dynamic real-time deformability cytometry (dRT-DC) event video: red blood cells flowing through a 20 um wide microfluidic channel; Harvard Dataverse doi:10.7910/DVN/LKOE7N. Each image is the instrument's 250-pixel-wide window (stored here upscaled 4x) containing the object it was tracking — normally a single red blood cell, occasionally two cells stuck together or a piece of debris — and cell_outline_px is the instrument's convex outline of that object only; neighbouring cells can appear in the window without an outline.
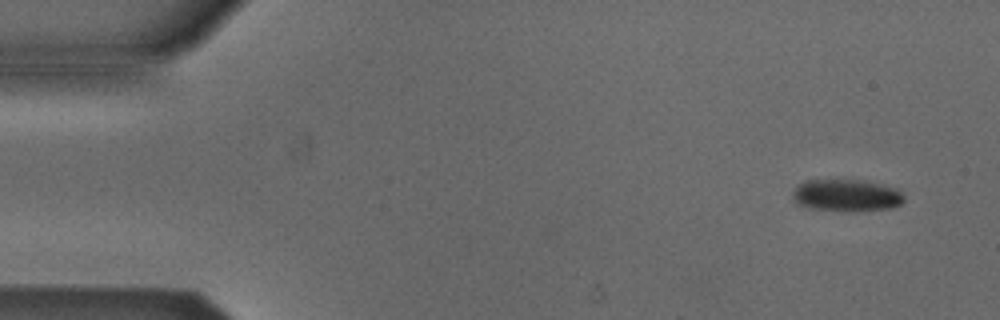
{"species": "Egyptian fruit bat (a non-hibernating species)", "species_latin": "Rousettus aegyptiacus", "temperature_condition": "cold", "stored_images_in_passage": 5, "camera_frame_rate_fps": 3000, "um_per_image_px": 0.085, "animal": {"sex": "male"}, "frame": {"image": 1, "passage_image": 1, "time_ms": 0.0, "image_size_px": [1000, 320], "cell_outline_px": [[904, 200], [900, 204], [892, 208], [812, 208], [796, 204], [792, 196], [792, 192], [800, 184], [808, 180], [856, 180], [896, 188], [904, 196]], "centroid_in_image_um": [71.91, 16.56], "position_along_channel_um": 13.1, "area_um2": 19.48}}
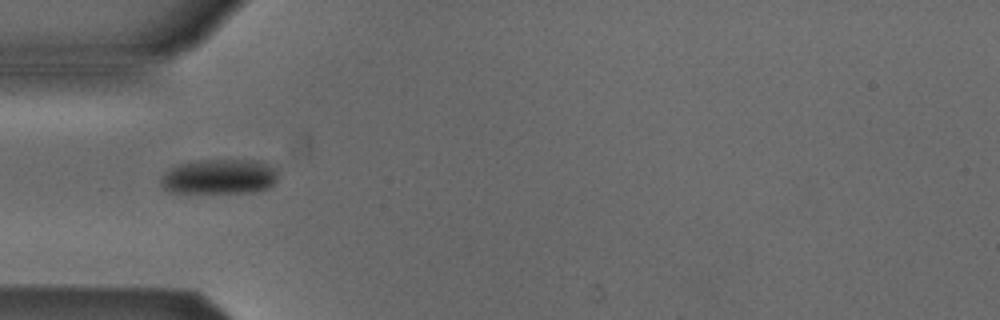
{"frame": {"image": 2, "passage_image": 4, "time_ms": 4.333, "image_size_px": [1000, 320], "cell_outline_px": [[276, 180], [268, 188], [252, 192], [168, 192], [160, 184], [160, 176], [172, 168], [180, 164], [196, 160], [256, 160], [268, 164], [276, 168]], "centroid_in_image_um": [18.63, 15.01], "position_along_channel_um": 66.4, "area_um2": 23.76}}
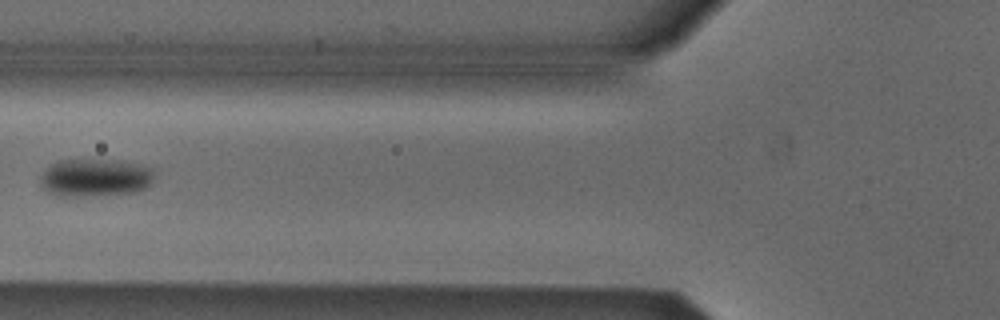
{"frame": {"image": 3, "passage_image": 5, "time_ms": 5.667, "image_size_px": [1000, 320], "cell_outline_px": [[152, 184], [136, 192], [76, 196], [56, 196], [48, 192], [40, 184], [40, 176], [52, 164], [60, 160], [116, 160], [152, 168]], "centroid_in_image_um": [8.06, 15.11], "position_along_channel_um": 117.7, "area_um2": 24.74}}